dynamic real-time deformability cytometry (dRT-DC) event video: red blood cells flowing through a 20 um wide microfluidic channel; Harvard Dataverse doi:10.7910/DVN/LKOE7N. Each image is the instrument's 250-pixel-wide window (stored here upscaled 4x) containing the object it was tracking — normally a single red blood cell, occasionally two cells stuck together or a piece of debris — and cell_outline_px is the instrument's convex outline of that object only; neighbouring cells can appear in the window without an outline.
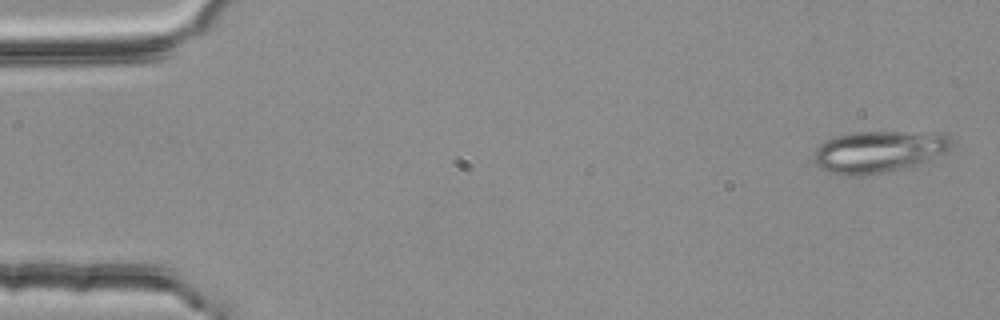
{"species": "common noctule bat (a hibernating species)", "species_latin": "Nyctalus noctula", "temperature_condition": "room temperature", "stored_images_in_passage": 15, "camera_frame_rate_fps": 3000, "um_per_image_px": 0.085, "animal": {"sex": "female", "body_mass_g": 25.1}, "frame": {"image": 1, "passage_image": 1, "time_ms": 0.0, "image_size_px": [1000, 320], "cell_outline_px": [[952, 148], [948, 152], [928, 160], [916, 164], [880, 172], [860, 176], [840, 176], [828, 172], [820, 168], [812, 160], [816, 148], [824, 140], [836, 136], [852, 132], [940, 132], [948, 136], [952, 140]], "centroid_in_image_um": [74.66, 12.88], "position_along_channel_um": 10.3, "area_um2": 33.7}}